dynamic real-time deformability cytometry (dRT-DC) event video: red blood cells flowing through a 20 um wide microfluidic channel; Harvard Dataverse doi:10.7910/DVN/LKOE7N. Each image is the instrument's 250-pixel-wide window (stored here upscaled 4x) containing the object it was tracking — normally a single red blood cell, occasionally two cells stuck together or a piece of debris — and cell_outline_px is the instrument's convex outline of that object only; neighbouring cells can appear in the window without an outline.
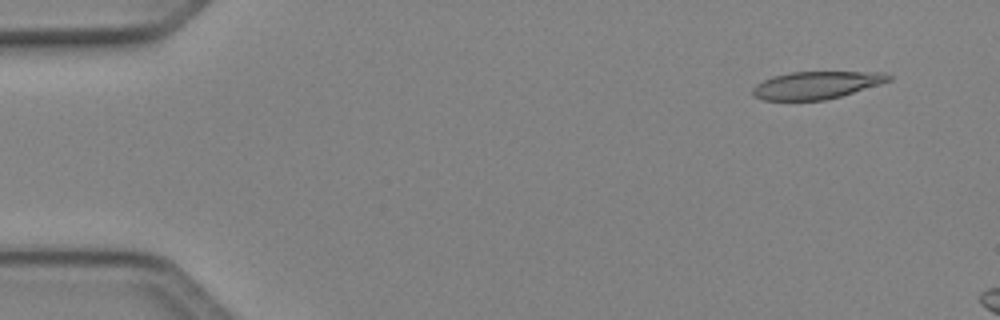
{"species": "Egyptian fruit bat (a non-hibernating species)", "species_latin": "Rousettus aegyptiacus", "temperature_condition": "cold", "stored_images_in_passage": 10, "camera_frame_rate_fps": 3000, "um_per_image_px": 0.085, "animal": {"sex": "female"}, "frame": {"image": 1, "passage_image": 4, "time_ms": 1.0, "image_size_px": [1000, 320], "cell_outline_px": [[892, 80], [880, 84], [840, 96], [824, 100], [764, 100], [752, 96], [752, 88], [756, 84], [772, 76], [792, 72], [884, 72], [892, 76]], "centroid_in_image_um": [69.38, 7.23], "position_along_channel_um": 15.6, "area_um2": 21.73}}